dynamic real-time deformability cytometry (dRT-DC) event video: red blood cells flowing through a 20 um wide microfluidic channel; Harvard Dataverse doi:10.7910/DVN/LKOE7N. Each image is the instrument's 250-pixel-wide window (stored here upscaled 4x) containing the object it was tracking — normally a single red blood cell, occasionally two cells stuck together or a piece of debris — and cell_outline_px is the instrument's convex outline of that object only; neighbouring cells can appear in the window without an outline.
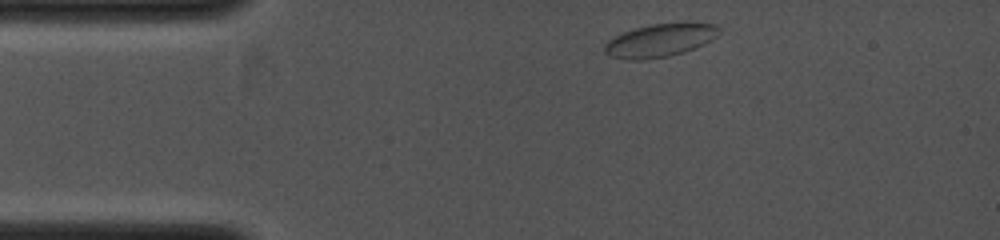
{"species": "common noctule bat (a hibernating species)", "species_latin": "Nyctalus noctula", "temperature_condition": "cold", "stored_images_in_passage": 7, "camera_frame_rate_fps": 4000, "um_per_image_px": 0.085, "animal": {"sex": "female", "body_mass_g": 19.0, "forearm_length_mm": 53.3}, "frame": {"image": 1, "passage_image": 1, "time_ms": 0.0, "image_size_px": [1000, 240], "cell_outline_px": [[720, 32], [716, 36], [704, 44], [668, 56], [644, 60], [624, 60], [608, 56], [604, 52], [604, 44], [608, 40], [624, 32], [636, 28], [652, 24], [688, 20], [716, 24], [720, 28]], "centroid_in_image_um": [56.11, 3.4], "position_along_channel_um": 28.9, "area_um2": 22.54}}
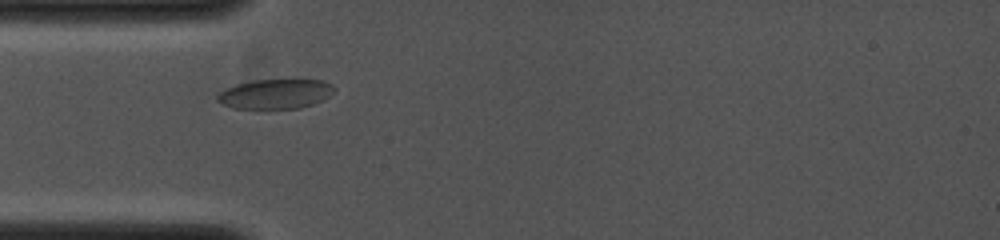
{"frame": {"image": 2, "passage_image": 4, "time_ms": 1.5, "image_size_px": [1000, 240], "cell_outline_px": [[336, 88], [324, 100], [300, 108], [232, 108], [216, 100], [216, 96], [220, 92], [236, 84], [252, 80], [288, 76], [324, 80], [332, 84]], "centroid_in_image_um": [23.48, 7.91], "position_along_channel_um": 61.5, "area_um2": 21.1}}
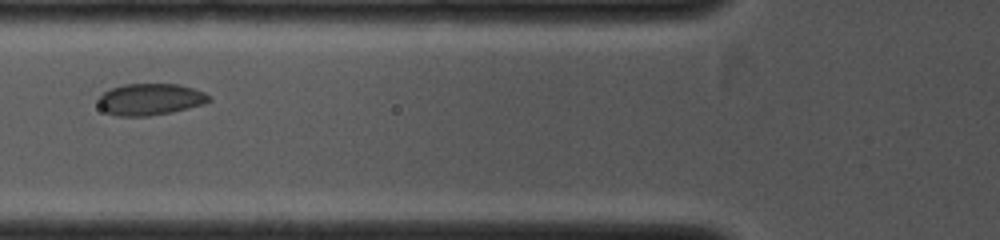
{"frame": {"image": 3, "passage_image": 6, "time_ms": 2.5, "image_size_px": [1000, 240], "cell_outline_px": [[212, 100], [204, 104], [172, 112], [148, 116], [116, 116], [104, 112], [100, 108], [100, 96], [104, 92], [112, 88], [124, 84], [180, 84], [204, 92]], "centroid_in_image_um": [12.77, 8.45], "position_along_channel_um": 113.0, "area_um2": 20.35}}